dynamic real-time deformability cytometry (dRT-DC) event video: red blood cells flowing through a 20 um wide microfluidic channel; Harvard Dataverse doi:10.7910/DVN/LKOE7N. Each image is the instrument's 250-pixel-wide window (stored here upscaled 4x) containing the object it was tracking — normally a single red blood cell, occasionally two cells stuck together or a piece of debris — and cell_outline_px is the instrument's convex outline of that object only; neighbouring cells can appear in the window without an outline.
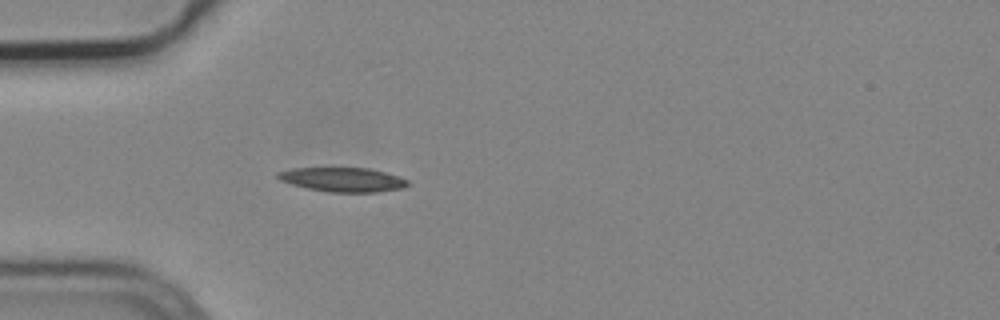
{"species": "common noctule bat (a hibernating species)", "species_latin": "Nyctalus noctula", "temperature_condition": "cold", "stored_images_in_passage": 4, "camera_frame_rate_fps": 3000, "um_per_image_px": 0.085, "animal": {"sex": "male", "body_mass_g": 19.2, "forearm_length_mm": 51.8}, "frame": {"image": 1, "passage_image": 4, "time_ms": 1.0, "image_size_px": [1000, 320], "cell_outline_px": [[408, 184], [404, 188], [376, 192], [328, 192], [308, 188], [292, 184], [280, 180], [276, 176], [276, 172], [292, 168], [368, 168], [384, 172], [408, 180]], "centroid_in_image_um": [29.11, 15.26], "position_along_channel_um": 55.9, "area_um2": 18.21}}